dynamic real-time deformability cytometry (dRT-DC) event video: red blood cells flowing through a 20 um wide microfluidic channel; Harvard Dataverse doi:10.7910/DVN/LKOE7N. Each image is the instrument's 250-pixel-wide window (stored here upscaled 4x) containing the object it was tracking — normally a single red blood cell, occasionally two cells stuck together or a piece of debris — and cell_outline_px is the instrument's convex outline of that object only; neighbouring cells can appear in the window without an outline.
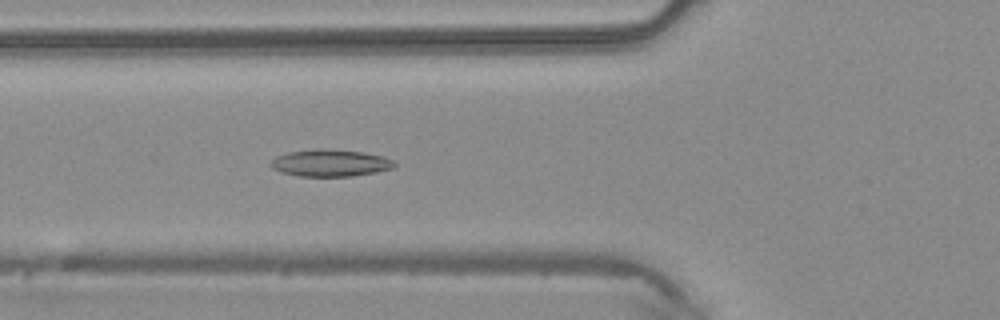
{"species": "common noctule bat (a hibernating species)", "species_latin": "Nyctalus noctula", "temperature_condition": "warm", "stored_images_in_passage": 48, "camera_frame_rate_fps": 3000, "um_per_image_px": 0.085, "animal": {"sex": "male", "body_mass_g": 20.4}, "frame": {"image": 1, "passage_image": 18, "time_ms": 5.667, "image_size_px": [1000, 320], "cell_outline_px": [[396, 164], [392, 168], [376, 172], [352, 176], [300, 176], [280, 172], [272, 168], [268, 164], [276, 156], [288, 152], [312, 148], [324, 148], [364, 152], [384, 156], [392, 160]], "centroid_in_image_um": [28.04, 13.84], "position_along_channel_um": 97.8, "area_um2": 19.65}}
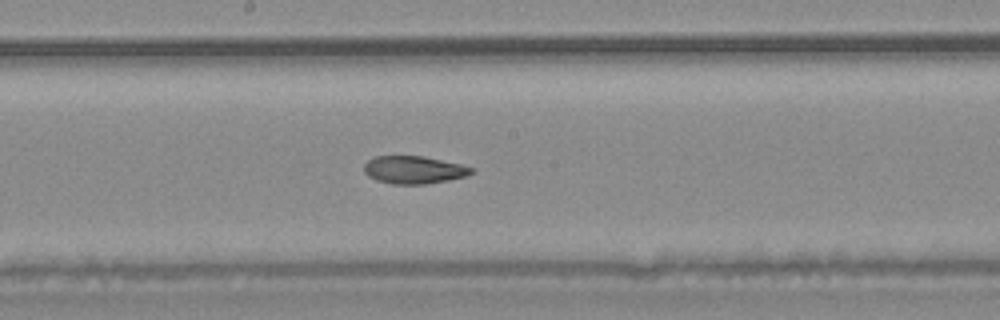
{"frame": {"image": 2, "passage_image": 26, "time_ms": 8.333, "image_size_px": [1000, 320], "cell_outline_px": [[476, 172], [468, 176], [428, 184], [392, 184], [376, 180], [368, 176], [364, 172], [364, 164], [368, 160], [376, 156], [424, 156], [460, 164], [472, 168]], "centroid_in_image_um": [35.19, 14.44], "position_along_channel_um": 213.0, "area_um2": 17.46}}
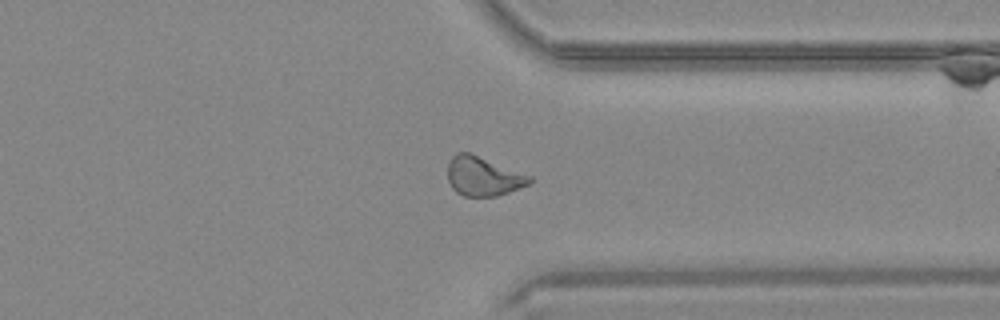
{"frame": {"image": 3, "passage_image": 37, "time_ms": 12.0, "image_size_px": [1000, 320], "cell_outline_px": [[532, 180], [528, 184], [508, 192], [496, 196], [464, 196], [456, 192], [452, 188], [448, 180], [448, 160], [456, 152], [468, 152], [532, 176]], "centroid_in_image_um": [41.03, 14.98], "position_along_channel_um": 370.4, "area_um2": 18.55}}